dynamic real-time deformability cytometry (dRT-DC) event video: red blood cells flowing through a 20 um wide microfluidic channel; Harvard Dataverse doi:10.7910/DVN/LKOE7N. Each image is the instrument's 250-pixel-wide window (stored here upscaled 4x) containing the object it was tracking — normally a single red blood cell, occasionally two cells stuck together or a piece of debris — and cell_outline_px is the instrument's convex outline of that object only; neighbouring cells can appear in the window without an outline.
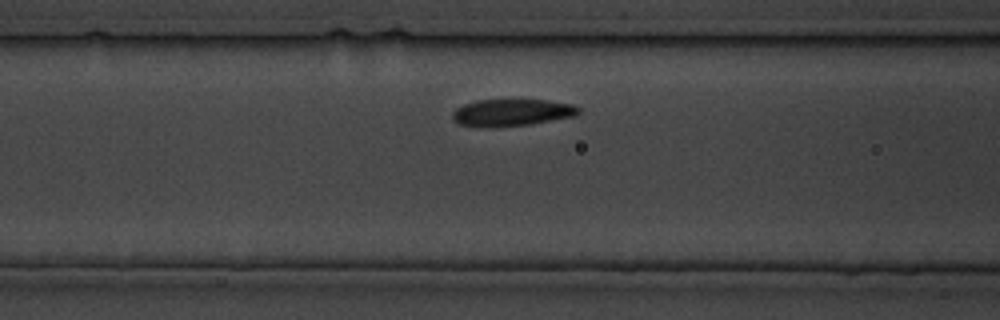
{"species": "common noctule bat (a hibernating species)", "species_latin": "Nyctalus noctula", "temperature_condition": "cold", "stored_images_in_passage": 21, "camera_frame_rate_fps": 3000, "um_per_image_px": 0.085, "animal": {"sex": "male", "body_mass_g": 19.5, "forearm_length_mm": 54.6}, "frame": {"image": 1, "passage_image": 4, "time_ms": 4.333, "image_size_px": [1000, 320], "cell_outline_px": [[580, 112], [576, 116], [528, 124], [460, 124], [452, 120], [452, 112], [456, 108], [464, 104], [480, 100], [548, 100], [572, 104], [580, 108]], "centroid_in_image_um": [43.58, 9.51], "position_along_channel_um": 123.0, "area_um2": 18.84}}
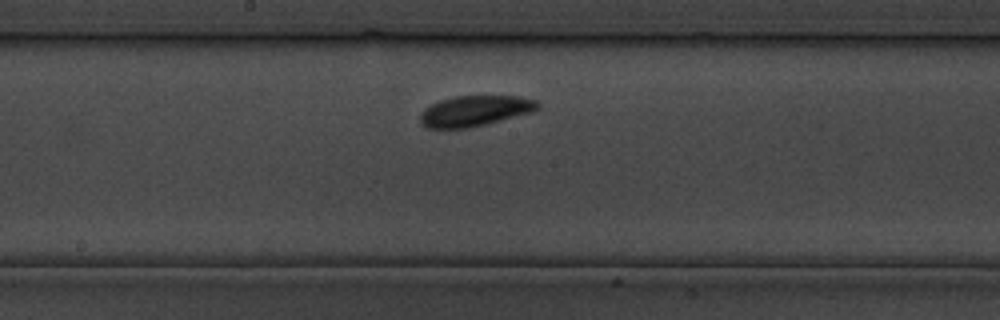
{"frame": {"image": 2, "passage_image": 9, "time_ms": 10.0, "image_size_px": [1000, 320], "cell_outline_px": [[540, 104], [536, 108], [528, 112], [464, 128], [428, 128], [420, 124], [420, 116], [424, 108], [440, 100], [456, 96], [520, 96], [536, 100]], "centroid_in_image_um": [40.28, 9.4], "position_along_channel_um": 207.9, "area_um2": 20.23}}
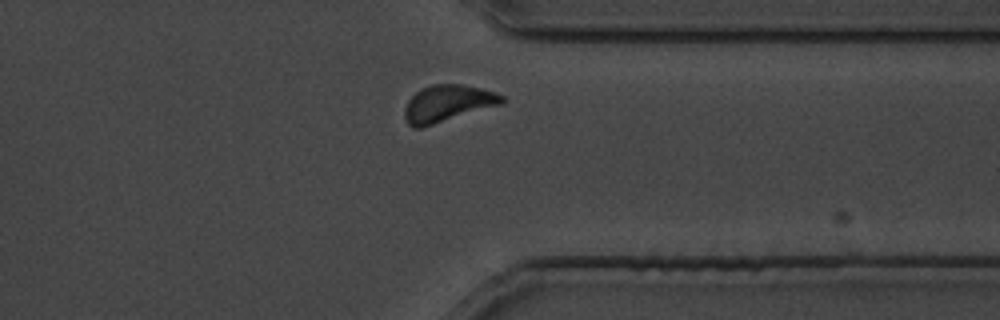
{"frame": {"image": 3, "passage_image": 18, "time_ms": 21.0, "image_size_px": [1000, 320], "cell_outline_px": [[504, 100], [500, 104], [420, 128], [412, 128], [408, 124], [404, 116], [404, 108], [408, 100], [420, 88], [432, 84], [460, 84], [480, 88], [496, 92], [504, 96]], "centroid_in_image_um": [38.0, 8.78], "position_along_channel_um": 373.4, "area_um2": 20.63}}